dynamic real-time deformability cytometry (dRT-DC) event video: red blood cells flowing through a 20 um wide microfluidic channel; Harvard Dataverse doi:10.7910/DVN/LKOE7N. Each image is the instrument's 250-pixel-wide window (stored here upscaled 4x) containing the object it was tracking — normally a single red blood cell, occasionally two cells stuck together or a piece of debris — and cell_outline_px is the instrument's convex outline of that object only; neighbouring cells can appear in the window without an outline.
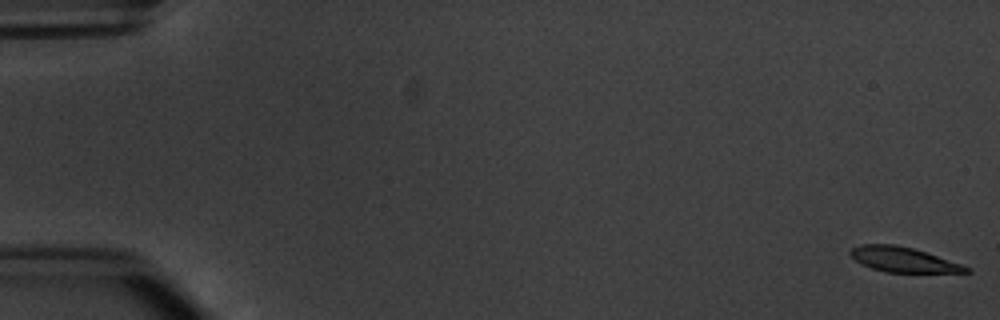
{"species": "common noctule bat (a hibernating species)", "species_latin": "Nyctalus noctula", "temperature_condition": "warm", "stored_images_in_passage": 4, "camera_frame_rate_fps": 3000, "um_per_image_px": 0.085, "animal": {"sex": "male", "body_mass_g": 20.1, "forearm_length_mm": 53.5}, "frame": {"image": 1, "passage_image": 1, "time_ms": 0.0, "image_size_px": [1000, 320], "cell_outline_px": [[972, 272], [884, 272], [860, 264], [848, 252], [852, 248], [860, 244], [896, 244], [912, 248], [960, 264], [968, 268]], "centroid_in_image_um": [76.69, 22.06], "position_along_channel_um": 8.3, "area_um2": 16.47}}